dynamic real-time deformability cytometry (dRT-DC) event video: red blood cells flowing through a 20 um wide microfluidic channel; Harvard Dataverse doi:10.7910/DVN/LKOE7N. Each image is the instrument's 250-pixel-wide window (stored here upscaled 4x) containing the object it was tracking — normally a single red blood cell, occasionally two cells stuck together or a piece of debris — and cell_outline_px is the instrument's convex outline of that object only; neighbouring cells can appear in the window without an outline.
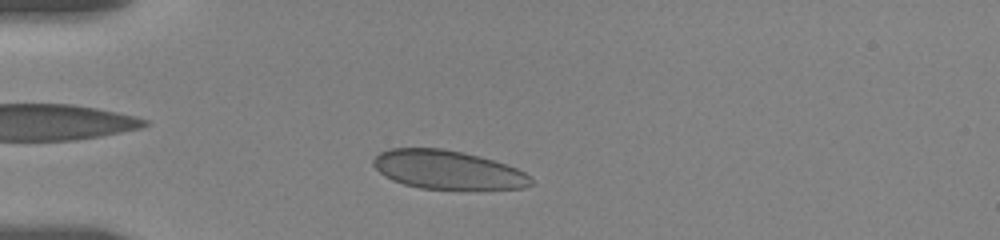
{"species": "human", "species_latin": "Homo sapiens", "temperature_condition": "room temperature", "stored_images_in_passage": 39, "camera_frame_rate_fps": 3000, "um_per_image_px": 0.085, "donor": {"sex": "female"}, "frame": {"image": 1, "passage_image": 4, "time_ms": 1.0, "image_size_px": [1000, 240], "cell_outline_px": [[536, 184], [524, 188], [420, 188], [404, 184], [392, 180], [384, 176], [372, 164], [372, 160], [380, 152], [392, 148], [444, 148], [480, 156], [508, 164], [524, 172]], "centroid_in_image_um": [38.05, 14.41], "position_along_channel_um": 47.0, "area_um2": 35.32}}
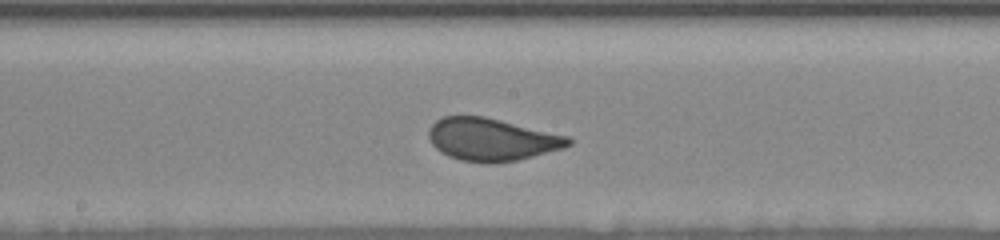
{"frame": {"image": 2, "passage_image": 19, "time_ms": 6.0, "image_size_px": [1000, 240], "cell_outline_px": [[572, 144], [564, 148], [516, 160], [488, 164], [484, 164], [460, 160], [448, 156], [440, 152], [432, 144], [428, 136], [428, 128], [436, 120], [444, 116], [484, 116], [568, 136], [572, 140]], "centroid_in_image_um": [41.76, 11.86], "position_along_channel_um": 206.4, "area_um2": 34.68}}
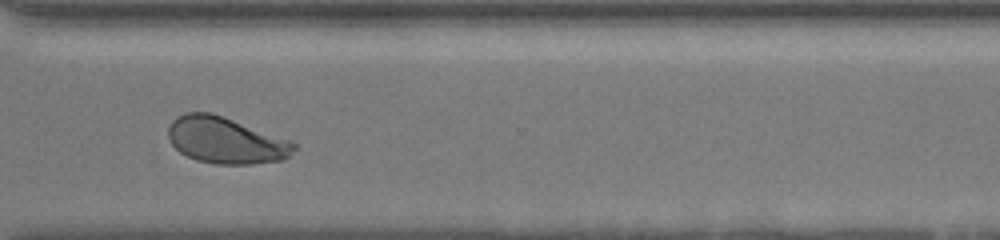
{"frame": {"image": 3, "passage_image": 31, "time_ms": 10.0, "image_size_px": [1000, 240], "cell_outline_px": [[296, 148], [284, 160], [252, 164], [216, 164], [196, 160], [180, 152], [168, 140], [168, 128], [172, 120], [176, 116], [184, 112], [212, 112], [288, 140], [296, 144]], "centroid_in_image_um": [19.14, 11.93], "position_along_channel_um": 351.5, "area_um2": 33.93}, "authors_computed_cell_mechanics": {"area_um2": 34.6222, "velocity_mm_per_s": 3.633, "shape_relaxation_time_tau1_ms": 6.3423, "shape_relaxation_time_tau2_ms": null, "deformation_change_tau1": 0.1414, "deformation_change_tau2": null}}